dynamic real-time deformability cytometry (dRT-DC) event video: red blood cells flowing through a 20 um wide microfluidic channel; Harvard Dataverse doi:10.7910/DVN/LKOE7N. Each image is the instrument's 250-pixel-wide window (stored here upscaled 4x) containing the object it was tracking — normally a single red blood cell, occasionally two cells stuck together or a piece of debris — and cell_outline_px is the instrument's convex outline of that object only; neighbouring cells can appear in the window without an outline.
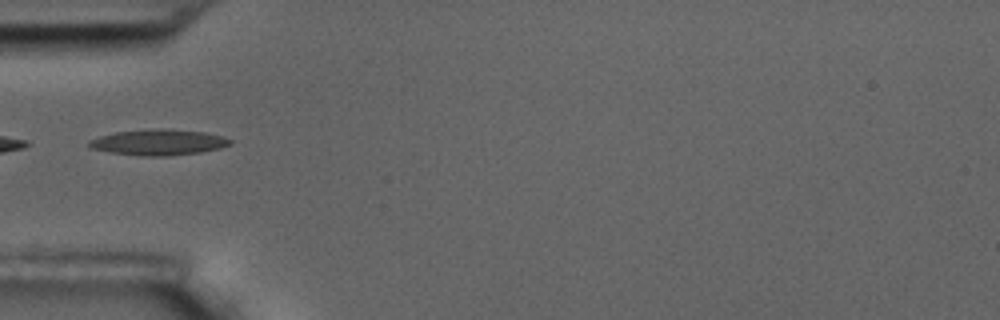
{"species": "common noctule bat (a hibernating species)", "species_latin": "Nyctalus noctula", "temperature_condition": "room temperature", "stored_images_in_passage": 4, "camera_frame_rate_fps": 3000, "um_per_image_px": 0.085, "animal": {"sex": "male", "body_mass_g": 17.5, "forearm_length_mm": 52.3}, "frame": {"image": 1, "passage_image": 1, "time_ms": 0.0, "image_size_px": [1000, 320], "cell_outline_px": [[232, 144], [220, 148], [200, 152], [164, 156], [144, 156], [108, 152], [92, 148], [88, 144], [88, 140], [100, 136], [116, 132], [152, 128], [164, 128], [204, 132], [224, 136], [232, 140]], "centroid_in_image_um": [13.49, 12.08], "position_along_channel_um": 71.5, "area_um2": 21.27}}
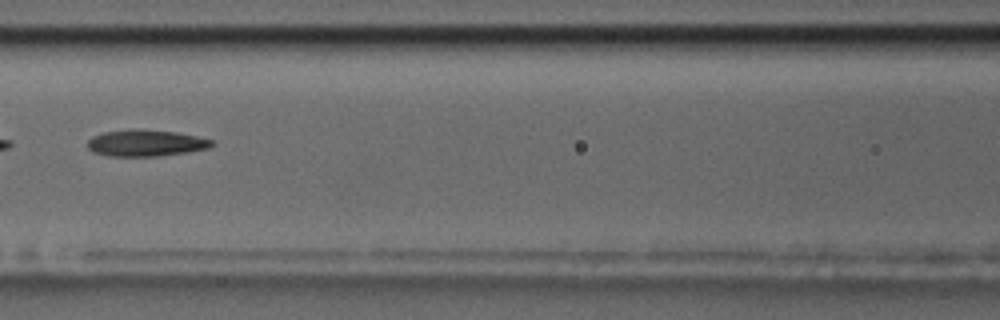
{"frame": {"image": 2, "passage_image": 3, "time_ms": 0.667, "image_size_px": [1000, 320], "cell_outline_px": [[216, 144], [208, 148], [188, 152], [156, 156], [108, 156], [92, 152], [88, 148], [88, 140], [92, 136], [104, 132], [136, 128], [140, 128], [176, 132], [196, 136], [212, 140]], "centroid_in_image_um": [12.38, 12.15], "position_along_channel_um": 154.2, "area_um2": 19.36}}
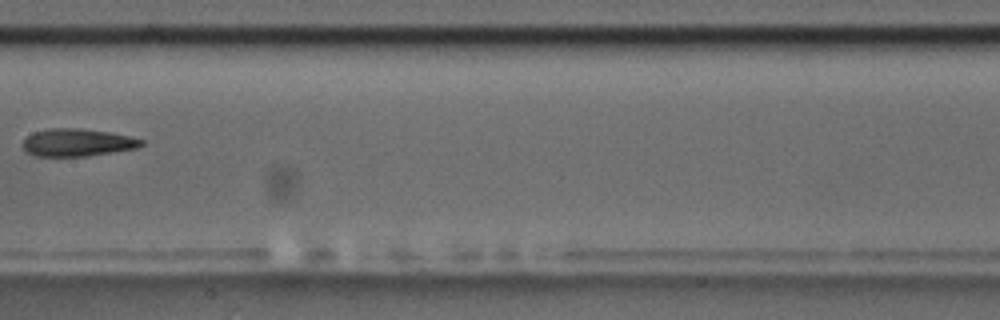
{"frame": {"image": 3, "passage_image": 4, "time_ms": 1.0, "image_size_px": [1000, 320], "cell_outline_px": [[144, 144], [136, 148], [88, 156], [32, 156], [24, 148], [24, 140], [32, 132], [52, 128], [80, 128], [108, 132], [128, 136], [144, 140]], "centroid_in_image_um": [6.57, 12.11], "position_along_channel_um": 200.8, "area_um2": 18.9}}